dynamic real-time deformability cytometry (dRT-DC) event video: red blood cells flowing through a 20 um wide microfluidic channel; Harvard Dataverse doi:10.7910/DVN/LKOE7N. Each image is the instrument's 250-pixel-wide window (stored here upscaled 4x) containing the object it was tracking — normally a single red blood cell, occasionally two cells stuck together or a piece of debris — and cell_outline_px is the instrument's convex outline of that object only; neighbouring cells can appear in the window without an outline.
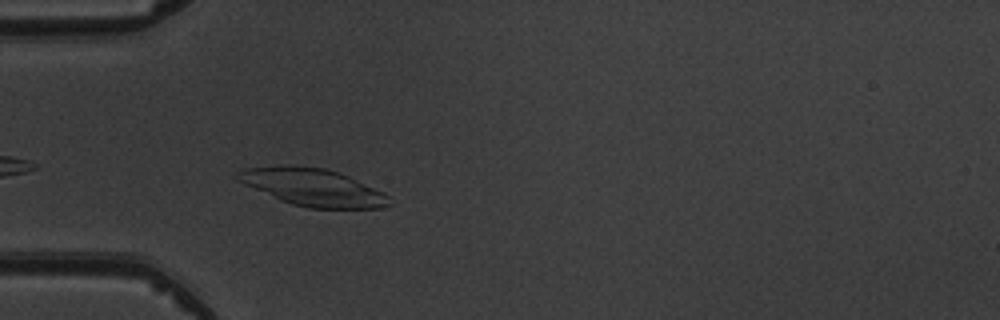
{"species": "common noctule bat (a hibernating species)", "species_latin": "Nyctalus noctula", "temperature_condition": "warm", "stored_images_in_passage": 4, "camera_frame_rate_fps": 3000, "um_per_image_px": 0.085, "animal": {"sex": "male", "body_mass_g": 19.5, "forearm_length_mm": 54.6}, "frame": {"image": 1, "passage_image": 4, "time_ms": 3.333, "image_size_px": [1000, 320], "cell_outline_px": [[392, 204], [380, 208], [308, 208], [292, 204], [280, 200], [244, 184], [236, 180], [232, 176], [236, 172], [244, 168], [284, 164], [292, 164], [324, 168], [340, 172], [384, 192], [388, 196]], "centroid_in_image_um": [26.55, 15.89], "position_along_channel_um": 58.5, "area_um2": 33.41}}